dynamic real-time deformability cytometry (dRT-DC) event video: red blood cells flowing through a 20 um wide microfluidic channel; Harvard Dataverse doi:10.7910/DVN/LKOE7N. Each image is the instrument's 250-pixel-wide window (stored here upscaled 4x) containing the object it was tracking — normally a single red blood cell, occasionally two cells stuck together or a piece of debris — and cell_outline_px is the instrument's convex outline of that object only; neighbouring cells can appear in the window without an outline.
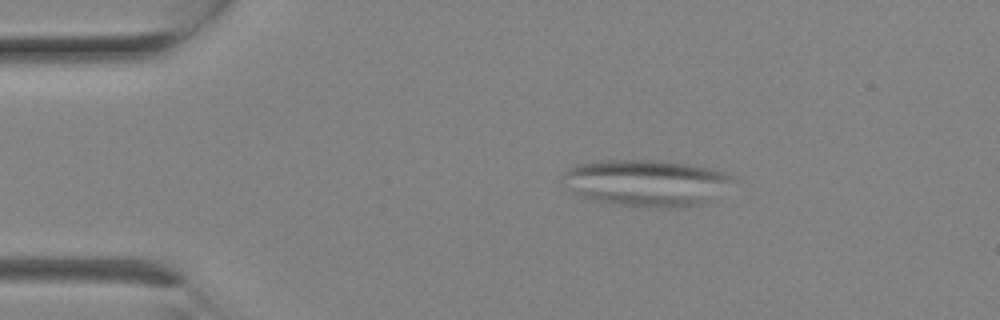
{"species": "Egyptian fruit bat (a non-hibernating species)", "species_latin": "Rousettus aegyptiacus", "temperature_condition": "room temperature", "stored_images_in_passage": 6, "camera_frame_rate_fps": 3000, "um_per_image_px": 0.085, "animal": {"sex": "female"}, "frame": {"image": 1, "passage_image": 2, "time_ms": 0.333, "image_size_px": [1000, 320], "cell_outline_px": [[736, 180], [716, 200], [684, 208], [632, 208], [596, 200], [580, 196], [572, 192], [560, 176], [568, 168], [580, 164], [608, 160], [656, 160], [688, 164], [708, 168], [732, 176]], "centroid_in_image_um": [54.98, 15.58], "position_along_channel_um": 30.0, "area_um2": 46.88}}
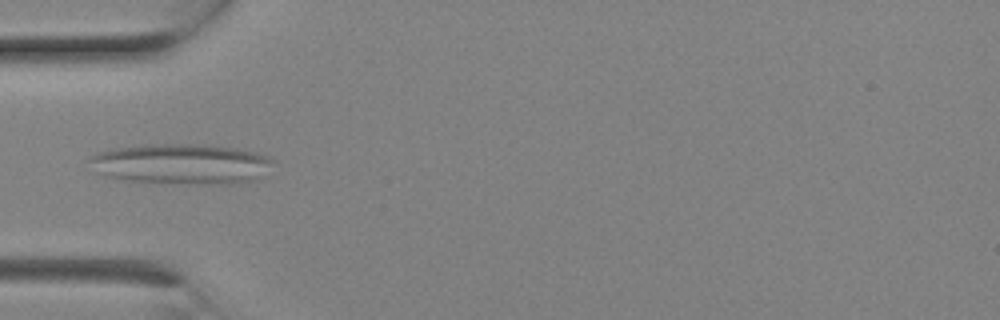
{"frame": {"image": 2, "passage_image": 5, "time_ms": 1.333, "image_size_px": [1000, 320], "cell_outline_px": [[276, 160], [256, 180], [236, 184], [196, 184], [124, 180], [108, 176], [96, 172], [88, 160], [88, 156], [96, 152], [112, 148], [144, 144], [204, 144], [236, 148], [256, 152], [268, 156]], "centroid_in_image_um": [15.4, 13.92], "position_along_channel_um": 69.6, "area_um2": 43.64}}